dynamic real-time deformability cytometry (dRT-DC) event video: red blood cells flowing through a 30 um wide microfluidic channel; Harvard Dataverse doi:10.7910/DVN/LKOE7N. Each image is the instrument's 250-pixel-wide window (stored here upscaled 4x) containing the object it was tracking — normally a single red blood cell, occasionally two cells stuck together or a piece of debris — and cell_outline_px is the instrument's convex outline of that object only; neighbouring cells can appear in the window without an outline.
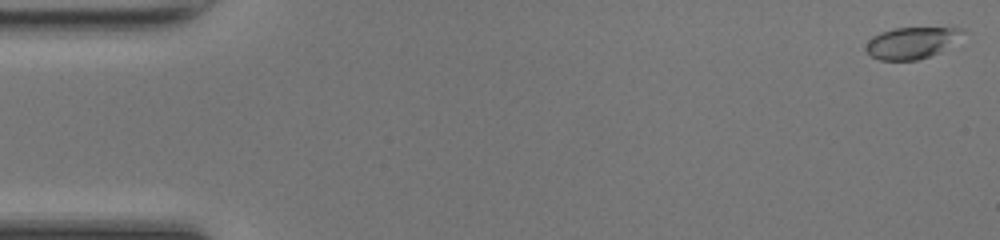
{"species": "common noctule bat (a hibernating species)", "species_latin": "Nyctalus noctula", "temperature_condition": "room temperature", "stored_images_in_passage": 47, "camera_frame_rate_fps": 3000, "um_per_image_px": 0.085, "animal": {"sex": "female", "body_mass_g": 17.0, "forearm_length_mm": 48.0}, "frame": {"image": 1, "passage_image": 1, "time_ms": 0.0, "image_size_px": [1000, 240], "cell_outline_px": [[964, 32], [940, 52], [916, 60], [880, 60], [872, 56], [864, 48], [868, 40], [872, 36], [880, 32], [896, 28], [964, 28]], "centroid_in_image_um": [77.41, 3.64], "position_along_channel_um": 7.6, "area_um2": 17.4}}
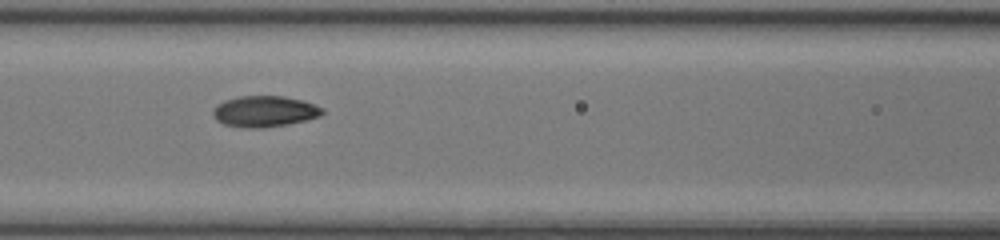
{"frame": {"image": 2, "passage_image": 21, "time_ms": 6.667, "image_size_px": [1000, 240], "cell_outline_px": [[324, 112], [320, 116], [288, 124], [264, 128], [248, 128], [224, 124], [216, 120], [212, 112], [216, 104], [224, 100], [240, 96], [284, 96], [304, 100], [324, 108]], "centroid_in_image_um": [22.49, 9.46], "position_along_channel_um": 144.1, "area_um2": 19.88}}
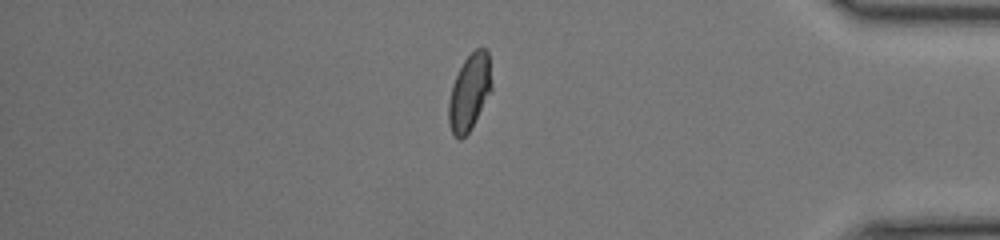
{"frame": {"image": 3, "passage_image": 41, "time_ms": 13.333, "image_size_px": [1000, 240], "cell_outline_px": [[492, 88], [472, 128], [460, 140], [456, 140], [452, 136], [448, 124], [448, 104], [452, 84], [464, 60], [476, 48], [484, 48], [488, 52], [492, 84]], "centroid_in_image_um": [39.88, 7.89], "position_along_channel_um": 395.3, "area_um2": 19.19}}